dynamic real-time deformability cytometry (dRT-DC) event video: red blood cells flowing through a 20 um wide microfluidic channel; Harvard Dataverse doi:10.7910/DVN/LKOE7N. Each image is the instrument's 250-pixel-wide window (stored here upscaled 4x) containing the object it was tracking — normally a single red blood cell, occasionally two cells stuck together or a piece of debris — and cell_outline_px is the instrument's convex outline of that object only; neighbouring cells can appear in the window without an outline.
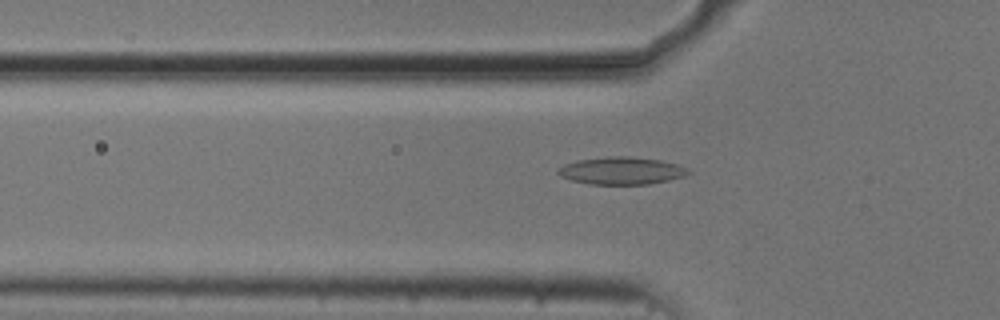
{"species": "common noctule bat (a hibernating species)", "species_latin": "Nyctalus noctula", "temperature_condition": "cold", "stored_images_in_passage": 54, "camera_frame_rate_fps": 3000, "um_per_image_px": 0.085, "animal": {"sex": "male", "body_mass_g": 20.5, "forearm_length_mm": 52.5}, "frame": {"image": 1, "passage_image": 18, "time_ms": 5.667, "image_size_px": [1000, 320], "cell_outline_px": [[692, 172], [684, 176], [668, 180], [648, 184], [588, 184], [572, 180], [560, 176], [556, 172], [564, 164], [576, 160], [608, 156], [628, 156], [660, 160], [676, 164], [688, 168]], "centroid_in_image_um": [52.82, 14.5], "position_along_channel_um": 73.0, "area_um2": 20.81}}
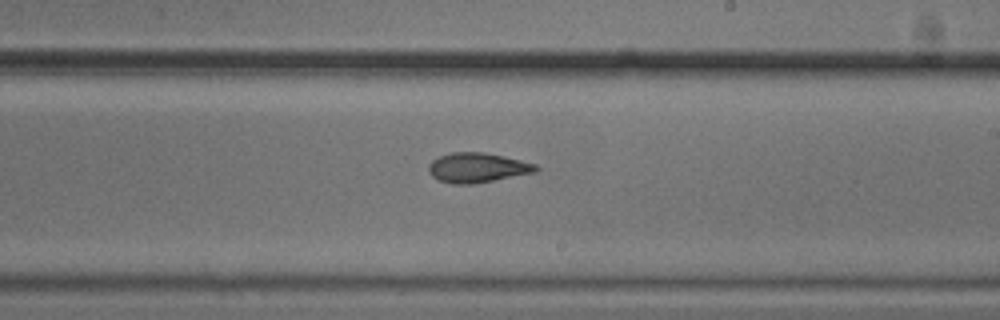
{"frame": {"image": 2, "passage_image": 32, "time_ms": 10.333, "image_size_px": [1000, 320], "cell_outline_px": [[540, 168], [536, 172], [476, 184], [452, 184], [436, 180], [428, 172], [428, 164], [432, 160], [440, 156], [452, 152], [484, 152], [504, 156], [536, 164]], "centroid_in_image_um": [40.56, 14.26], "position_along_channel_um": 248.4, "area_um2": 18.84}}
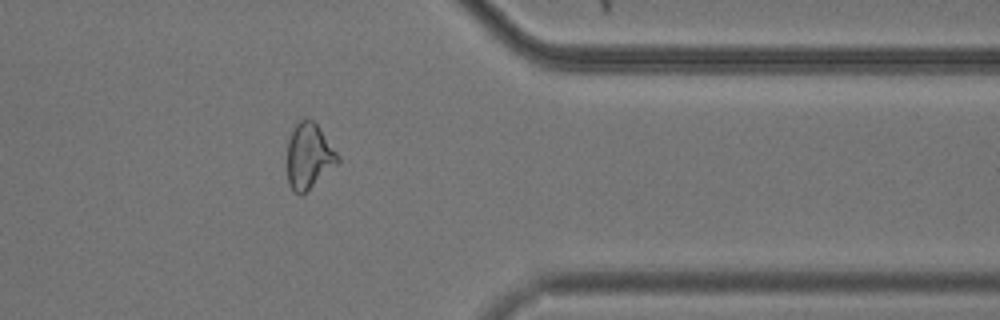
{"frame": {"image": 3, "passage_image": 44, "time_ms": 14.333, "image_size_px": [1000, 320], "cell_outline_px": [[340, 164], [300, 196], [288, 184], [288, 140], [292, 128], [300, 120], [308, 116], [316, 124], [340, 156]], "centroid_in_image_um": [26.28, 13.26], "position_along_channel_um": 385.1, "area_um2": 19.42}, "authors_computed_cell_mechanics": {"area_um2": 19.5653, "velocity_mm_per_s": 3.7351, "shape_relaxation_time_tau1_ms": 9.2097, "shape_relaxation_time_tau2_ms": 2.371, "deformation_change_tau1": 0.1669, "deformation_change_tau2": 0.0942}}